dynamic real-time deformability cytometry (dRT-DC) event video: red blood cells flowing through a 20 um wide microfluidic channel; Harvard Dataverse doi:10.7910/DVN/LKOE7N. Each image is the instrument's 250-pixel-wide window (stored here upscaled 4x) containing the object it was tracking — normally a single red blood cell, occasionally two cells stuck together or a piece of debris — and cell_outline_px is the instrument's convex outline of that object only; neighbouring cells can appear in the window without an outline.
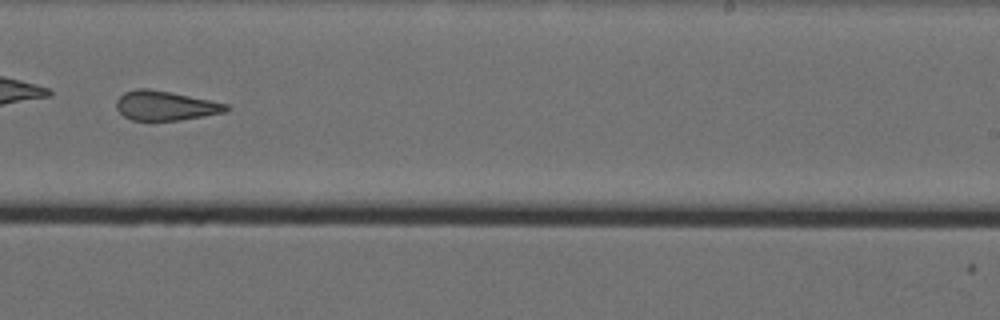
{"species": "Egyptian fruit bat (a non-hibernating species)", "species_latin": "Rousettus aegyptiacus", "temperature_condition": "cold", "stored_images_in_passage": 59, "camera_frame_rate_fps": 3000, "um_per_image_px": 0.085, "animal": {"sex": "female"}, "frame": {"image": 1, "passage_image": 42, "time_ms": 13.667, "image_size_px": [1000, 320], "cell_outline_px": [[228, 108], [224, 112], [180, 120], [132, 120], [124, 116], [116, 108], [116, 100], [124, 92], [136, 88], [148, 88], [172, 92], [228, 104]], "centroid_in_image_um": [14.01, 8.97], "position_along_channel_um": 275.0, "area_um2": 18.73}, "authors_computed_cell_mechanics": {"area_um2": 22.5998, "velocity_mm_per_s": 3.5478, "shape_relaxation_time_tau1_ms": null, "shape_relaxation_time_tau2_ms": 2.1808, "deformation_change_tau1": null, "deformation_change_tau2": 0.119}}